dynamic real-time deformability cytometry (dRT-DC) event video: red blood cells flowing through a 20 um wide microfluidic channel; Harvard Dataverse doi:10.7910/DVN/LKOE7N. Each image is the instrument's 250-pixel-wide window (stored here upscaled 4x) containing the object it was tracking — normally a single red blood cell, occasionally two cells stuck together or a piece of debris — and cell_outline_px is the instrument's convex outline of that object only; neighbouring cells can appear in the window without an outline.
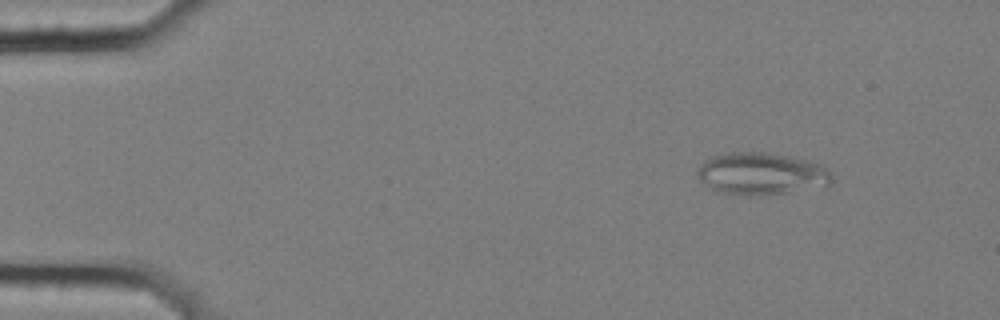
{"species": "common noctule bat (a hibernating species)", "species_latin": "Nyctalus noctula", "temperature_condition": "cold", "stored_images_in_passage": 4, "camera_frame_rate_fps": 3000, "um_per_image_px": 0.085, "animal": {"sex": "female", "body_mass_g": 25.1}, "frame": {"image": 1, "passage_image": 2, "time_ms": 0.333, "image_size_px": [1000, 320], "cell_outline_px": [[832, 180], [828, 184], [784, 192], [760, 196], [716, 192], [700, 180], [696, 176], [696, 172], [704, 160], [712, 156], [728, 152], [764, 152], [788, 156], [820, 164], [828, 168], [832, 172]], "centroid_in_image_um": [64.65, 14.75], "position_along_channel_um": 20.3, "area_um2": 32.71}}